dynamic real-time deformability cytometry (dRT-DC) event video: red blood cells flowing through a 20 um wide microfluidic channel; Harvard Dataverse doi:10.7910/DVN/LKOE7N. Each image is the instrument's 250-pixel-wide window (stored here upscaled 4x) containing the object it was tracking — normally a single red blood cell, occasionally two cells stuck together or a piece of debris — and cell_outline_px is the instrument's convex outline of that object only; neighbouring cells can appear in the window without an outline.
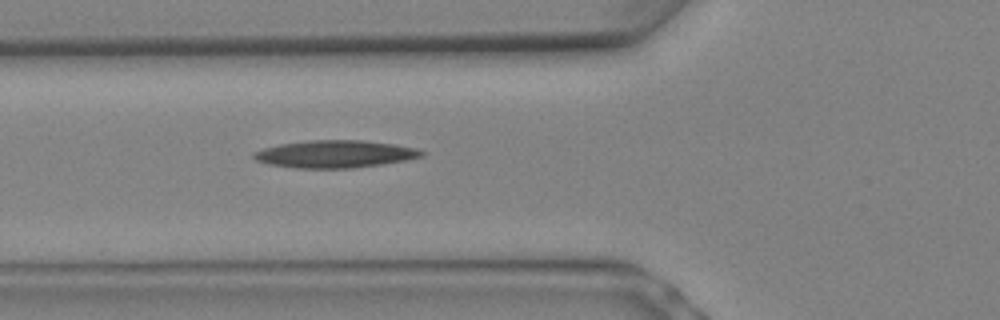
{"species": "Egyptian fruit bat (a non-hibernating species)", "species_latin": "Rousettus aegyptiacus", "temperature_condition": "warm", "stored_images_in_passage": 3, "camera_frame_rate_fps": 3000, "um_per_image_px": 0.085, "animal": {"sex": "female"}, "frame": {"image": 1, "passage_image": 3, "time_ms": 0.667, "image_size_px": [1000, 320], "cell_outline_px": [[428, 152], [424, 156], [408, 160], [352, 168], [296, 168], [268, 164], [256, 160], [252, 156], [252, 152], [264, 148], [280, 144], [308, 140], [360, 140], [392, 144], [416, 148]], "centroid_in_image_um": [28.49, 13.09], "position_along_channel_um": 97.3, "area_um2": 26.88}}